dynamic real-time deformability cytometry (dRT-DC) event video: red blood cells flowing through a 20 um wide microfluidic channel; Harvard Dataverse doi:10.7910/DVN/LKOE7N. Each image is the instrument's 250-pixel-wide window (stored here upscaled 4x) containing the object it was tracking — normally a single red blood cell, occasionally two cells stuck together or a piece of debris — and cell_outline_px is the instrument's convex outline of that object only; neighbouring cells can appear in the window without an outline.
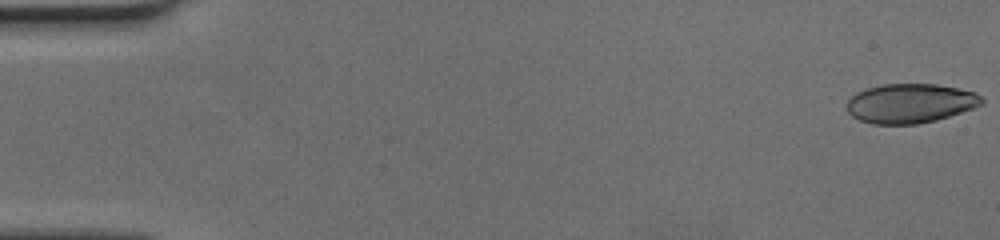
{"species": "human", "species_latin": "Homo sapiens", "temperature_condition": "cold", "stored_images_in_passage": 59, "camera_frame_rate_fps": 3000, "um_per_image_px": 0.085, "donor": {"sex": "female"}, "frame": {"image": 1, "passage_image": 1, "time_ms": 0.0, "image_size_px": [1000, 240], "cell_outline_px": [[984, 104], [936, 120], [916, 124], [872, 124], [860, 120], [852, 116], [844, 108], [848, 100], [856, 92], [868, 88], [884, 84], [936, 84], [976, 92], [984, 100]], "centroid_in_image_um": [77.34, 8.78], "position_along_channel_um": 7.7, "area_um2": 30.92}}
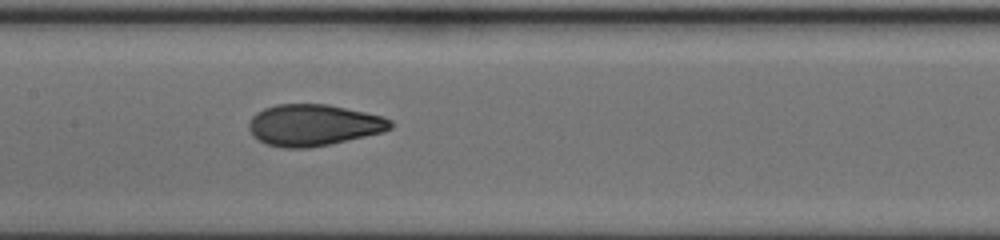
{"frame": {"image": 2, "passage_image": 30, "time_ms": 9.667, "image_size_px": [1000, 240], "cell_outline_px": [[392, 128], [384, 132], [328, 144], [308, 148], [280, 148], [268, 144], [252, 136], [248, 128], [248, 120], [256, 112], [264, 108], [276, 104], [328, 104], [384, 116], [392, 120]], "centroid_in_image_um": [26.63, 10.62], "position_along_channel_um": 180.8, "area_um2": 34.39}}
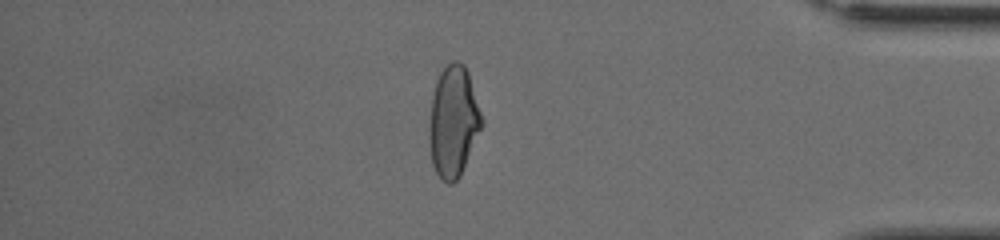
{"frame": {"image": 3, "passage_image": 51, "time_ms": 16.667, "image_size_px": [1000, 240], "cell_outline_px": [[484, 124], [460, 176], [452, 184], [448, 184], [436, 172], [432, 164], [428, 136], [428, 128], [432, 96], [436, 80], [440, 72], [452, 60], [460, 60], [464, 64], [468, 72], [484, 120]], "centroid_in_image_um": [38.54, 10.31], "position_along_channel_um": 396.7, "area_um2": 34.33}}